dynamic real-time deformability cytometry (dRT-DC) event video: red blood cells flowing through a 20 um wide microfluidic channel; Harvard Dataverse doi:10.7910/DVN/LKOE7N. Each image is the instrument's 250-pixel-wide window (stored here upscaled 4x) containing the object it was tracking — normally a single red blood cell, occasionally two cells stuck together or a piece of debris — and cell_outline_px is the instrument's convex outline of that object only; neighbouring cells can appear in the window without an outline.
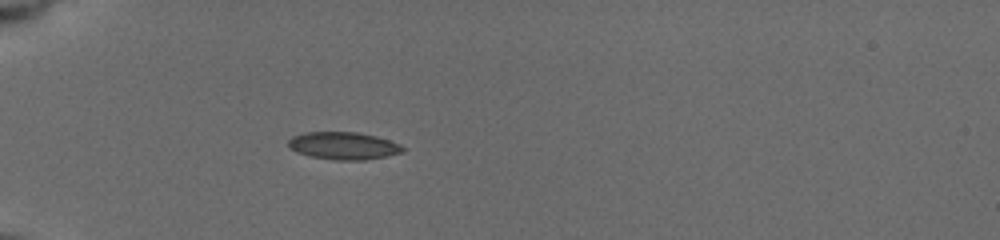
{"species": "common noctule bat (a hibernating species)", "species_latin": "Nyctalus noctula", "temperature_condition": "cold", "stored_images_in_passage": 9, "camera_frame_rate_fps": 3000, "um_per_image_px": 0.085, "animal": {"sex": "female", "body_mass_g": 19.5, "forearm_length_mm": 54.1}, "frame": {"image": 1, "passage_image": 6, "time_ms": 4.333, "image_size_px": [1000, 240], "cell_outline_px": [[404, 152], [364, 160], [336, 160], [312, 156], [296, 152], [288, 144], [288, 140], [292, 136], [304, 132], [356, 132], [376, 136], [400, 144], [404, 148]], "centroid_in_image_um": [29.19, 12.38], "position_along_channel_um": 55.8, "area_um2": 18.15}}
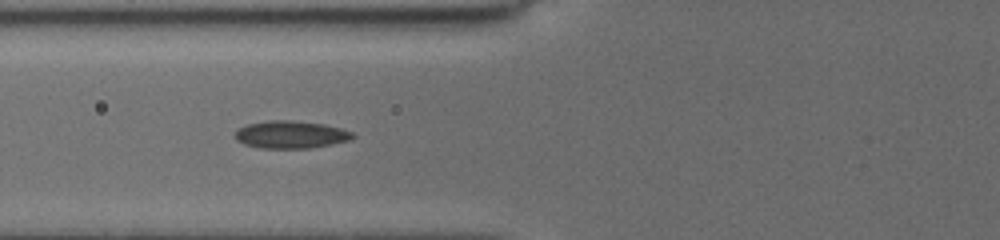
{"frame": {"image": 2, "passage_image": 8, "time_ms": 6.0, "image_size_px": [1000, 240], "cell_outline_px": [[356, 136], [348, 140], [308, 148], [260, 148], [244, 144], [236, 140], [232, 136], [240, 128], [248, 124], [268, 120], [292, 120], [324, 124], [340, 128], [352, 132]], "centroid_in_image_um": [24.67, 11.43], "position_along_channel_um": 101.1, "area_um2": 18.73}}
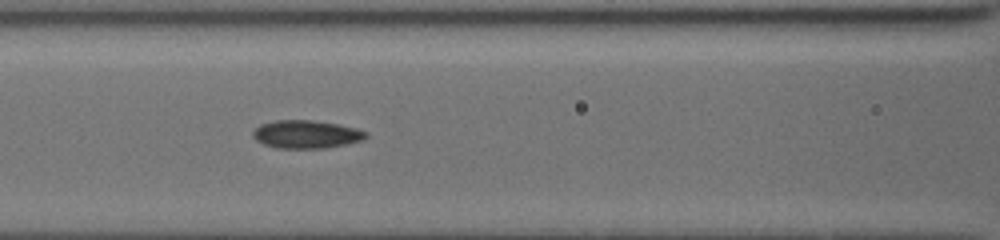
{"frame": {"image": 3, "passage_image": 9, "time_ms": 7.0, "image_size_px": [1000, 240], "cell_outline_px": [[368, 136], [364, 140], [324, 148], [276, 148], [264, 144], [256, 140], [252, 136], [252, 132], [260, 124], [276, 120], [312, 120], [336, 124], [356, 128], [368, 132]], "centroid_in_image_um": [26.03, 11.41], "position_along_channel_um": 140.6, "area_um2": 18.44}}